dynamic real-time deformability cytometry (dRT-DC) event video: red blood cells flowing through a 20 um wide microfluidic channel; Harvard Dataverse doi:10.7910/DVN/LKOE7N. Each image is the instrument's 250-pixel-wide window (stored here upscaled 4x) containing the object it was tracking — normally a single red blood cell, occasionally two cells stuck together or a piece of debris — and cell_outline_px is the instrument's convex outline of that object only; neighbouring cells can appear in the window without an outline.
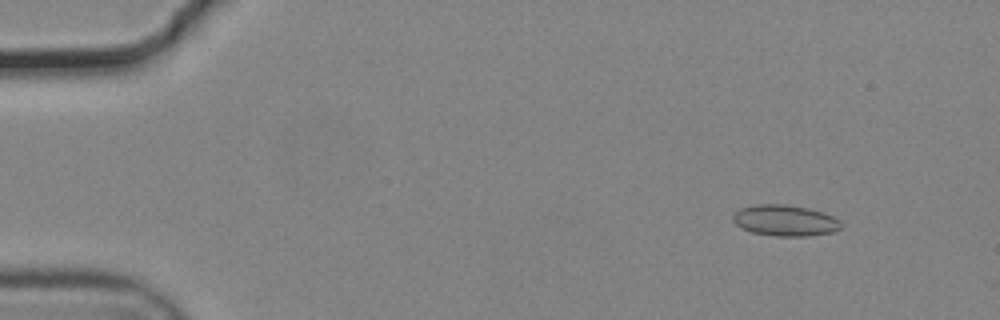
{"species": "common noctule bat (a hibernating species)", "species_latin": "Nyctalus noctula", "temperature_condition": "cold", "stored_images_in_passage": 53, "camera_frame_rate_fps": 3000, "um_per_image_px": 0.085, "animal": {"sex": "male", "body_mass_g": 19.2, "forearm_length_mm": 51.8}, "frame": {"image": 1, "passage_image": 4, "time_ms": 1.0, "image_size_px": [1000, 320], "cell_outline_px": [[840, 228], [832, 232], [808, 236], [776, 236], [752, 232], [740, 228], [732, 220], [732, 216], [740, 208], [752, 204], [788, 204], [808, 208], [832, 216], [840, 220]], "centroid_in_image_um": [66.68, 18.73], "position_along_channel_um": 18.3, "area_um2": 19.59}}
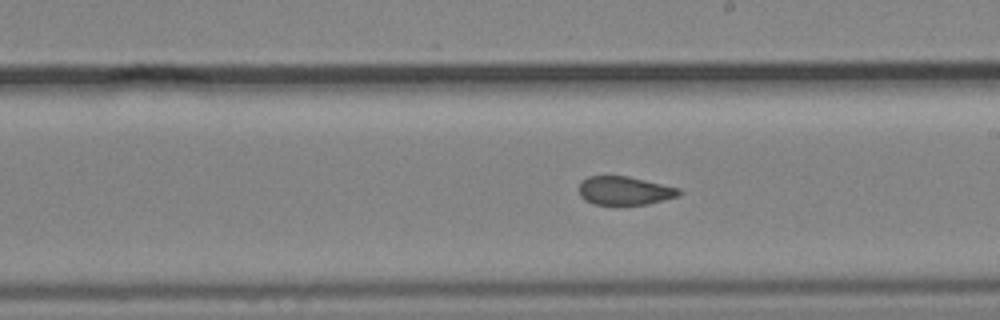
{"frame": {"image": 2, "passage_image": 30, "time_ms": 9.667, "image_size_px": [1000, 320], "cell_outline_px": [[684, 192], [680, 196], [648, 204], [592, 204], [584, 200], [580, 196], [580, 180], [588, 176], [628, 176], [680, 188]], "centroid_in_image_um": [53.12, 16.2], "position_along_channel_um": 235.9, "area_um2": 16.76}}
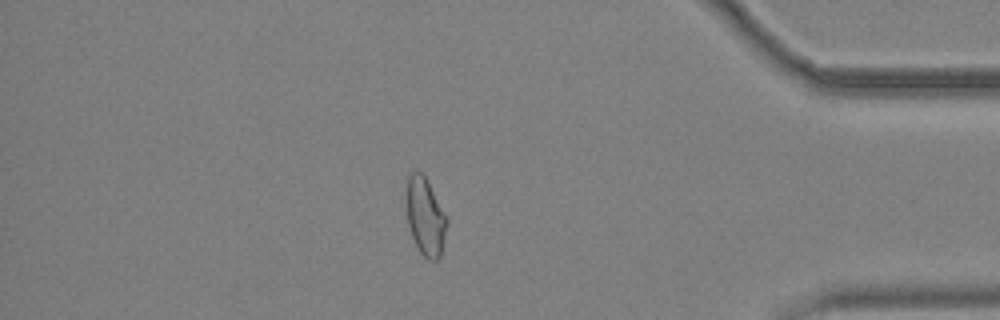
{"frame": {"image": 3, "passage_image": 46, "time_ms": 15.0, "image_size_px": [1000, 320], "cell_outline_px": [[448, 224], [440, 256], [436, 260], [428, 260], [420, 252], [412, 236], [408, 224], [404, 200], [408, 176], [412, 172], [420, 172], [424, 176], [448, 216]], "centroid_in_image_um": [36.14, 18.4], "position_along_channel_um": 399.1, "area_um2": 18.61}, "authors_computed_cell_mechanics": {"area_um2": 18.5538, "velocity_mm_per_s": 3.7082, "shape_relaxation_time_tau1_ms": null, "shape_relaxation_time_tau2_ms": 1.3807, "deformation_change_tau1": null, "deformation_change_tau2": 0.0783}}